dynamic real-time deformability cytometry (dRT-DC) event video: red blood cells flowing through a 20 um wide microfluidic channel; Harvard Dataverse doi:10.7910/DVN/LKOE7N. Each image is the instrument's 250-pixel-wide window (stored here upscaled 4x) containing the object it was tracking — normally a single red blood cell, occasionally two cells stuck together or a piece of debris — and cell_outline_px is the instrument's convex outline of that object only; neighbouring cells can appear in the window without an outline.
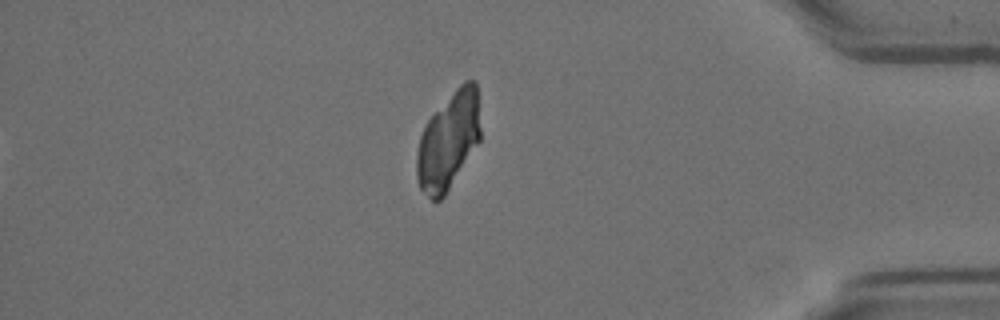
{"species": "Egyptian fruit bat (a non-hibernating species)", "species_latin": "Rousettus aegyptiacus", "temperature_condition": "room temperature", "stored_images_in_passage": 16, "camera_frame_rate_fps": 3000, "um_per_image_px": 0.085, "animal": {"sex": "female"}, "frame": {"image": 1, "passage_image": 16, "time_ms": 5.0, "image_size_px": [1000, 320], "cell_outline_px": [[480, 140], [444, 196], [440, 200], [432, 200], [420, 188], [416, 176], [416, 152], [420, 136], [428, 120], [456, 88], [464, 80], [476, 80], [480, 128]], "centroid_in_image_um": [38.11, 11.97], "position_along_channel_um": 397.1, "area_um2": 35.66}}